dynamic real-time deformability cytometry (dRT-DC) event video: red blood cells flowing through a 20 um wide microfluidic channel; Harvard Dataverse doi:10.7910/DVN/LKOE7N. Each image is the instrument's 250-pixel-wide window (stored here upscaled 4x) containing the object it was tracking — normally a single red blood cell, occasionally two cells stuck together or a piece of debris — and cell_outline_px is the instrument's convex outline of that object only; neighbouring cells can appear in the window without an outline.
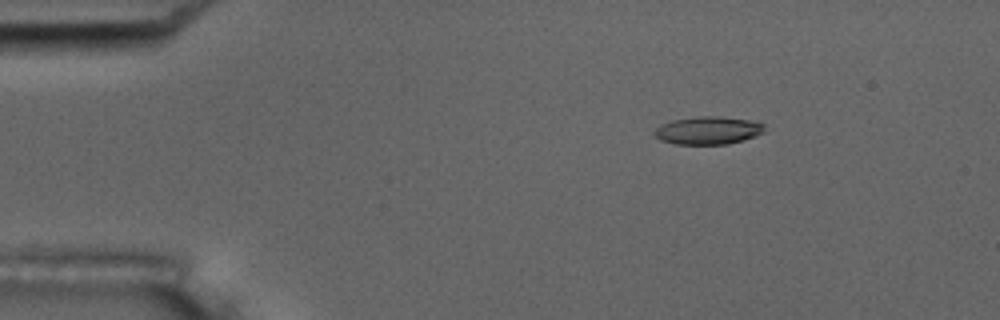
{"species": "common noctule bat (a hibernating species)", "species_latin": "Nyctalus noctula", "temperature_condition": "room temperature", "stored_images_in_passage": 6, "camera_frame_rate_fps": 3000, "um_per_image_px": 0.085, "animal": {"sex": "male", "body_mass_g": 17.5, "forearm_length_mm": 52.3}, "frame": {"image": 1, "passage_image": 3, "time_ms": 2.333, "image_size_px": [1000, 320], "cell_outline_px": [[764, 132], [756, 136], [744, 140], [728, 144], [676, 144], [660, 140], [652, 132], [660, 124], [672, 120], [696, 116], [720, 116], [748, 120], [764, 124]], "centroid_in_image_um": [60.16, 11.08], "position_along_channel_um": 24.8, "area_um2": 17.98}}